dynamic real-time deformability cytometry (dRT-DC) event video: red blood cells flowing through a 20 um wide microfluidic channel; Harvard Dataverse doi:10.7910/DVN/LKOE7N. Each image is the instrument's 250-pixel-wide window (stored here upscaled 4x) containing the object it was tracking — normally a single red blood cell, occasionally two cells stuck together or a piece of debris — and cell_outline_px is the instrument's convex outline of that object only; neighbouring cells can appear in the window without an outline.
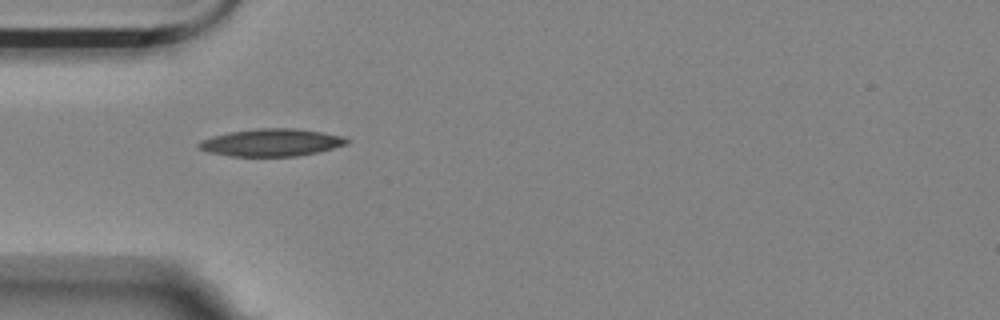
{"species": "Egyptian fruit bat (a non-hibernating species)", "species_latin": "Rousettus aegyptiacus", "temperature_condition": "room temperature", "stored_images_in_passage": 5, "camera_frame_rate_fps": 3000, "um_per_image_px": 0.085, "animal": {"sex": "female"}, "frame": {"image": 1, "passage_image": 2, "time_ms": 2.0, "image_size_px": [1000, 320], "cell_outline_px": [[348, 144], [316, 152], [296, 156], [228, 156], [212, 152], [200, 148], [196, 144], [212, 136], [232, 132], [260, 128], [296, 128], [320, 132], [340, 136], [348, 140]], "centroid_in_image_um": [23.07, 12.11], "position_along_channel_um": 61.9, "area_um2": 23.12}}
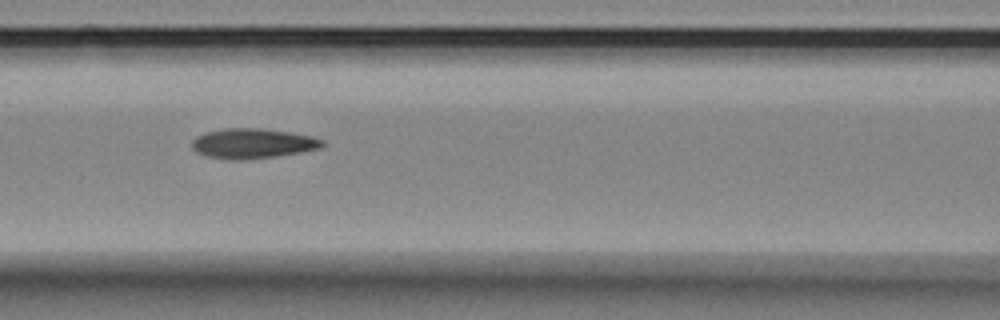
{"frame": {"image": 2, "passage_image": 4, "time_ms": 4.333, "image_size_px": [1000, 320], "cell_outline_px": [[324, 144], [320, 148], [300, 152], [276, 156], [244, 160], [228, 160], [208, 156], [196, 152], [192, 148], [192, 140], [196, 136], [204, 132], [224, 128], [260, 128], [288, 132], [312, 136], [324, 140]], "centroid_in_image_um": [21.44, 12.19], "position_along_channel_um": 145.2, "area_um2": 22.83}}
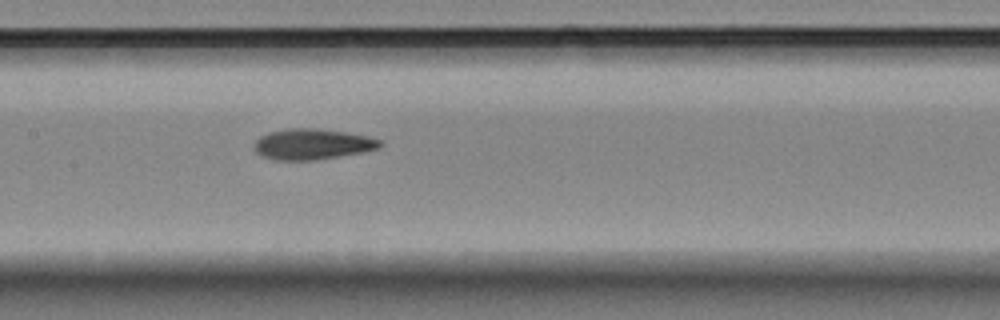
{"frame": {"image": 3, "passage_image": 5, "time_ms": 5.333, "image_size_px": [1000, 320], "cell_outline_px": [[384, 144], [380, 148], [360, 152], [316, 160], [276, 160], [264, 156], [256, 152], [256, 140], [260, 136], [268, 132], [288, 128], [312, 128], [344, 132], [368, 136], [380, 140]], "centroid_in_image_um": [26.56, 12.25], "position_along_channel_um": 180.8, "area_um2": 22.25}}